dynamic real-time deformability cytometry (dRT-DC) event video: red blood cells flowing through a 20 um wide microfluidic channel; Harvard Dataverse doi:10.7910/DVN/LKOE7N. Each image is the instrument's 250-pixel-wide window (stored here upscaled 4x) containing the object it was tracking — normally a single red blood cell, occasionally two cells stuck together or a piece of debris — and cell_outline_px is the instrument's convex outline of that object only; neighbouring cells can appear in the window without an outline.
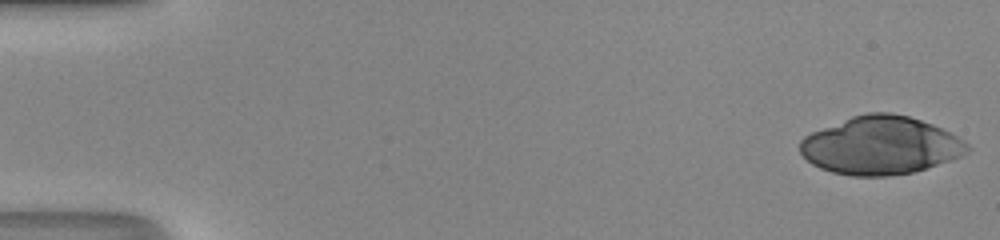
{"species": "human", "species_latin": "Homo sapiens", "temperature_condition": "room temperature", "stored_images_in_passage": 38, "camera_frame_rate_fps": 3000, "um_per_image_px": 0.085, "donor": {"sex": "male"}, "frame": {"image": 1, "passage_image": 1, "time_ms": 0.0, "image_size_px": [1000, 240], "cell_outline_px": [[972, 148], [968, 152], [960, 156], [912, 172], [888, 176], [852, 176], [832, 172], [820, 168], [812, 164], [800, 152], [800, 140], [804, 136], [812, 132], [852, 116], [868, 112], [892, 112], [908, 116], [932, 124], [964, 140]], "centroid_in_image_um": [74.83, 12.36], "position_along_channel_um": 10.2, "area_um2": 56.24}}